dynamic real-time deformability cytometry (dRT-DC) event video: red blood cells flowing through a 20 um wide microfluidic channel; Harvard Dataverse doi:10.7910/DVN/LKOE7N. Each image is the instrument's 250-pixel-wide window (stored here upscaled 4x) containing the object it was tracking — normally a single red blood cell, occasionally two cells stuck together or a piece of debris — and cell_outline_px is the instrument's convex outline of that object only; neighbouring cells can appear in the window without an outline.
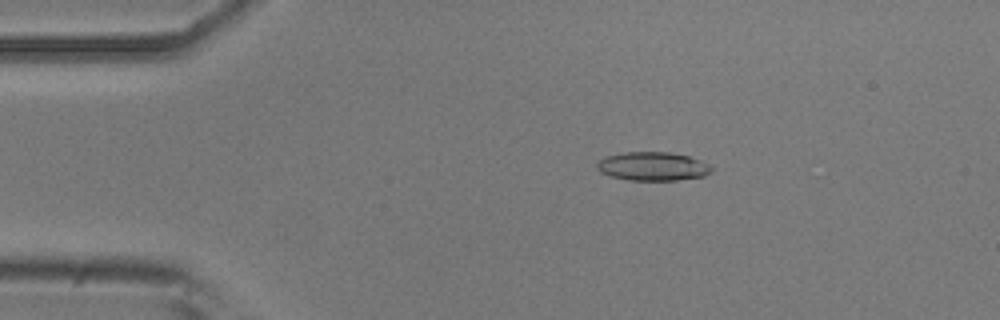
{"species": "common noctule bat (a hibernating species)", "species_latin": "Nyctalus noctula", "temperature_condition": "room temperature", "stored_images_in_passage": 17, "camera_frame_rate_fps": 3000, "um_per_image_px": 0.085, "animal": {"sex": "male", "body_mass_g": 20.5, "forearm_length_mm": 52.5}, "frame": {"image": 1, "passage_image": 3, "time_ms": 0.667, "image_size_px": [1000, 320], "cell_outline_px": [[712, 172], [704, 176], [676, 180], [628, 180], [612, 176], [600, 172], [596, 168], [596, 160], [604, 156], [624, 152], [668, 152], [688, 156], [700, 160], [708, 164], [712, 168]], "centroid_in_image_um": [55.44, 14.13], "position_along_channel_um": 29.6, "area_um2": 19.25}}
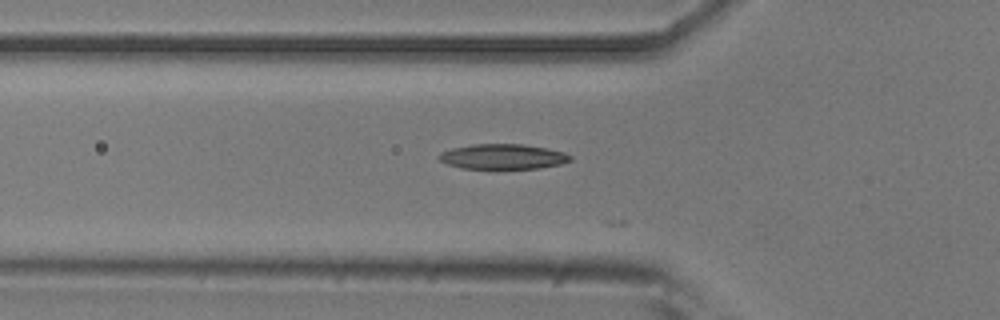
{"frame": {"image": 2, "passage_image": 11, "time_ms": 3.333, "image_size_px": [1000, 320], "cell_outline_px": [[572, 160], [560, 164], [540, 168], [496, 172], [460, 168], [448, 164], [440, 160], [436, 156], [440, 152], [452, 148], [472, 144], [524, 144], [548, 148], [564, 152], [572, 156]], "centroid_in_image_um": [42.73, 13.36], "position_along_channel_um": 83.1, "area_um2": 20.4}}
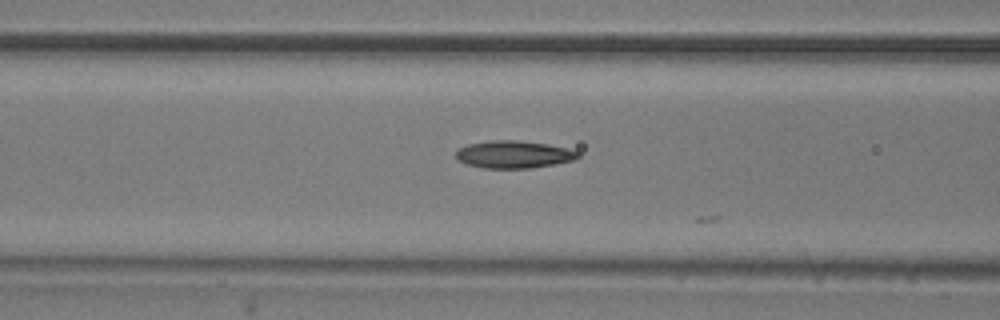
{"frame": {"image": 3, "passage_image": 14, "time_ms": 4.333, "image_size_px": [1000, 320], "cell_outline_px": [[580, 156], [576, 160], [556, 164], [532, 168], [484, 168], [468, 164], [456, 160], [456, 152], [460, 148], [468, 144], [488, 140], [516, 140], [548, 144], [568, 148], [580, 152]], "centroid_in_image_um": [43.71, 13.12], "position_along_channel_um": 122.9, "area_um2": 19.71}}